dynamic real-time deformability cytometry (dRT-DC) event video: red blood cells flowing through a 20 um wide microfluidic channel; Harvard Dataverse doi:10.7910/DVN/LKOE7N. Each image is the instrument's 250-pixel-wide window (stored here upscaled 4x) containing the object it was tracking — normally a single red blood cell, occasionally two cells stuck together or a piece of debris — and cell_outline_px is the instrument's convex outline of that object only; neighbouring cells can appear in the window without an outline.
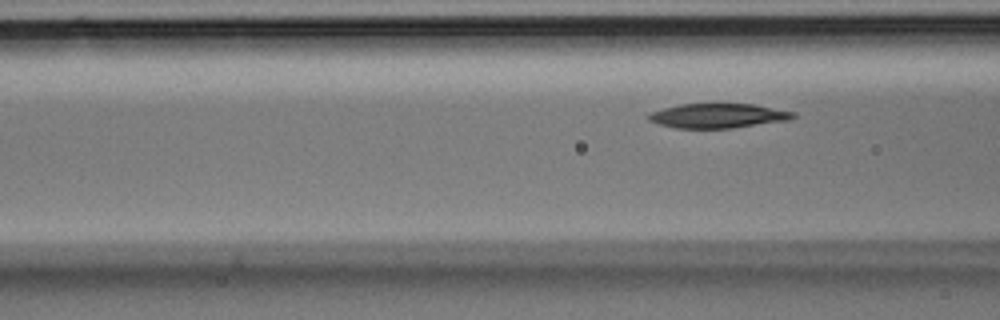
{"species": "Egyptian fruit bat (a non-hibernating species)", "species_latin": "Rousettus aegyptiacus", "temperature_condition": "room temperature", "stored_images_in_passage": 4, "camera_frame_rate_fps": 3000, "um_per_image_px": 0.085, "animal": {"sex": "male"}, "frame": {"image": 1, "passage_image": 4, "time_ms": 1.0, "image_size_px": [1000, 320], "cell_outline_px": [[796, 116], [788, 120], [732, 128], [676, 128], [660, 124], [648, 120], [644, 116], [648, 112], [680, 104], [752, 104], [796, 112]], "centroid_in_image_um": [60.98, 9.84], "position_along_channel_um": 105.6, "area_um2": 20.63}}